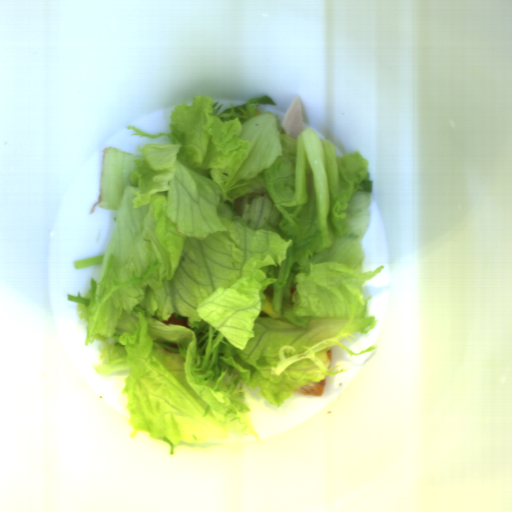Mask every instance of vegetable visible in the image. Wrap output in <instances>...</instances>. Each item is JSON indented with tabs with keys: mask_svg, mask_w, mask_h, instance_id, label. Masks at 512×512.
<instances>
[{
	"mask_svg": "<svg viewBox=\"0 0 512 512\" xmlns=\"http://www.w3.org/2000/svg\"><path fill=\"white\" fill-rule=\"evenodd\" d=\"M268 97L223 106L194 97L170 113L169 133H136L141 154L102 153L96 207L117 210L100 264L78 303L88 322L84 346L99 341L100 375L128 371L130 436L165 443L260 439L247 387L281 407L296 389L346 369L327 351L376 326L367 315L362 240L370 226L373 182L358 151L304 129L296 139L277 116L255 115ZM273 299V319L263 308ZM175 314L186 328L164 325ZM336 370V371H334Z\"/></svg>",
	"mask_w": 512,
	"mask_h": 512,
	"instance_id": "1",
	"label": "vegetable"
}]
</instances>
